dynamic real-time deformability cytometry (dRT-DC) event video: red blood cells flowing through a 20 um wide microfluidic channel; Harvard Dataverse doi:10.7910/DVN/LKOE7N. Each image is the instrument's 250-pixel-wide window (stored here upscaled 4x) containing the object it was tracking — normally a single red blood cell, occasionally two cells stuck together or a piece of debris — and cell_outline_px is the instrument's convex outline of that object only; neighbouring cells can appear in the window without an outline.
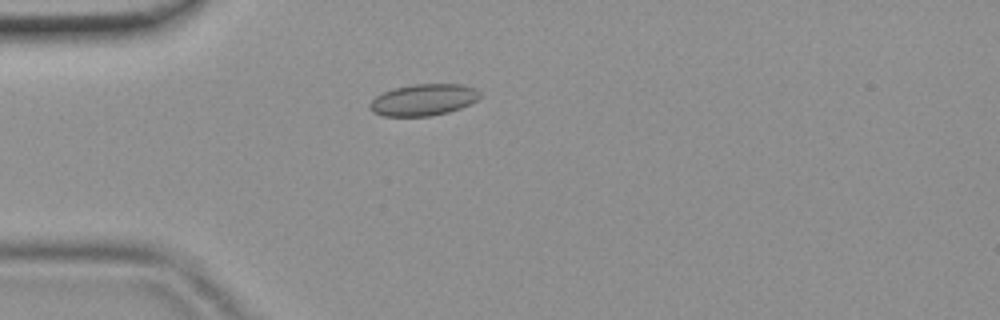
{"species": "common noctule bat (a hibernating species)", "species_latin": "Nyctalus noctula", "temperature_condition": "room temperature", "stored_images_in_passage": 2, "camera_frame_rate_fps": 3000, "um_per_image_px": 0.085, "animal": {"sex": "female", "body_mass_g": 19.9}, "frame": {"image": 1, "passage_image": 2, "time_ms": 0.333, "image_size_px": [1000, 320], "cell_outline_px": [[480, 96], [476, 100], [460, 108], [448, 112], [428, 116], [384, 116], [372, 112], [368, 108], [368, 104], [376, 96], [392, 88], [412, 84], [460, 84], [476, 88], [480, 92]], "centroid_in_image_um": [35.96, 8.48], "position_along_channel_um": 49.0, "area_um2": 20.29}}